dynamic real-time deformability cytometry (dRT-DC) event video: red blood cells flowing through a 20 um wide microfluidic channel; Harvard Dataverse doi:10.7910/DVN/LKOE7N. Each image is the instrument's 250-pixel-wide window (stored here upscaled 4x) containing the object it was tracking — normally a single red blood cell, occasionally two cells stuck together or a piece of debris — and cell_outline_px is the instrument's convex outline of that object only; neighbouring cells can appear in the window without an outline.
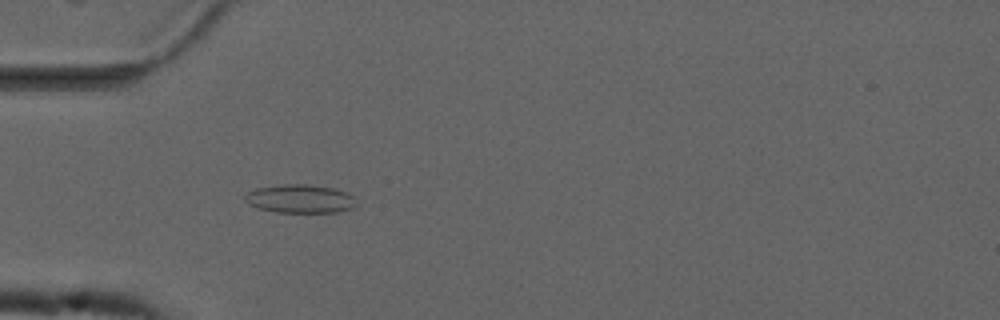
{"species": "common noctule bat (a hibernating species)", "species_latin": "Nyctalus noctula", "temperature_condition": "cold", "stored_images_in_passage": 55, "camera_frame_rate_fps": 3000, "um_per_image_px": 0.085, "animal": {"sex": "male", "forearm_length_mm": 52.5}, "frame": {"image": 1, "passage_image": 17, "time_ms": 5.333, "image_size_px": [1000, 320], "cell_outline_px": [[352, 208], [340, 212], [276, 212], [260, 208], [248, 204], [244, 200], [244, 196], [248, 192], [256, 188], [284, 184], [308, 184], [332, 188], [344, 192], [352, 196]], "centroid_in_image_um": [25.43, 16.89], "position_along_channel_um": 59.6, "area_um2": 18.15}}
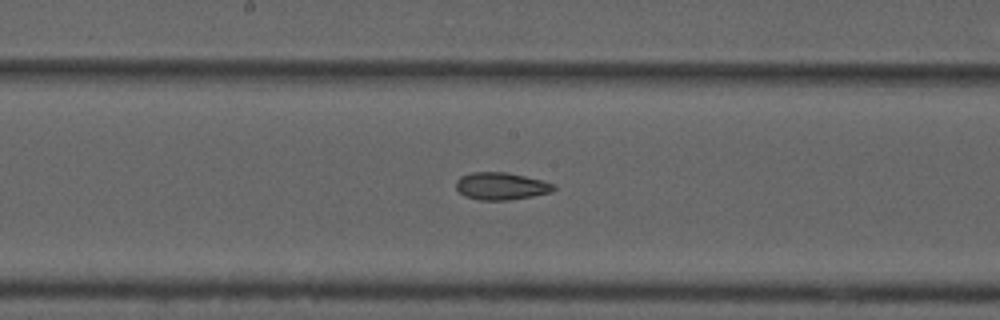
{"frame": {"image": 2, "passage_image": 29, "time_ms": 9.333, "image_size_px": [1000, 320], "cell_outline_px": [[556, 188], [552, 192], [532, 196], [508, 200], [480, 200], [464, 196], [456, 188], [456, 180], [460, 176], [472, 172], [504, 172], [524, 176], [556, 184]], "centroid_in_image_um": [42.59, 15.82], "position_along_channel_um": 205.6, "area_um2": 15.55}}
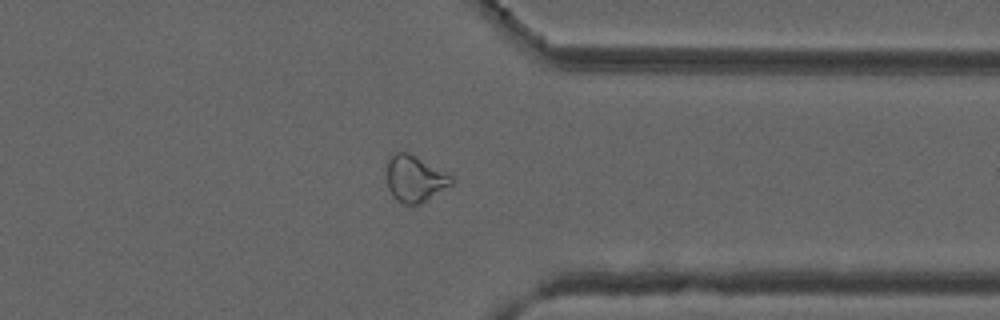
{"frame": {"image": 3, "passage_image": 43, "time_ms": 14.0, "image_size_px": [1000, 320], "cell_outline_px": [[452, 184], [420, 204], [404, 204], [396, 200], [392, 196], [388, 188], [388, 160], [396, 152], [408, 152], [416, 156], [452, 176]], "centroid_in_image_um": [35.25, 15.2], "position_along_channel_um": 376.2, "area_um2": 17.11}, "authors_computed_cell_mechanics": {"area_um2": 18.1492, "velocity_mm_per_s": 3.7471, "shape_relaxation_time_tau1_ms": null, "shape_relaxation_time_tau2_ms": 3.8128, "deformation_change_tau1": null, "deformation_change_tau2": 0.1012}}